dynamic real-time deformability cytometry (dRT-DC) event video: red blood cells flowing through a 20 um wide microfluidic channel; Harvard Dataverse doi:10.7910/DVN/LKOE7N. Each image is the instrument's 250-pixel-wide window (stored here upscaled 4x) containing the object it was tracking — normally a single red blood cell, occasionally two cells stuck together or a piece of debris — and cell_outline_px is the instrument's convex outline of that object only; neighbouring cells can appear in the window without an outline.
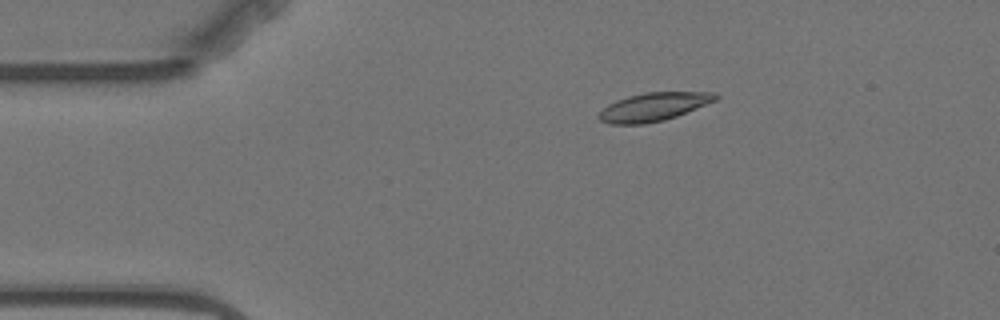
{"species": "Egyptian fruit bat (a non-hibernating species)", "species_latin": "Rousettus aegyptiacus", "temperature_condition": "warm", "stored_images_in_passage": 9, "camera_frame_rate_fps": 3000, "um_per_image_px": 0.085, "animal": {"sex": "female"}, "frame": {"image": 1, "passage_image": 3, "time_ms": 3.0, "image_size_px": [1000, 320], "cell_outline_px": [[720, 96], [716, 100], [676, 116], [664, 120], [644, 124], [608, 124], [600, 120], [600, 112], [608, 104], [616, 100], [628, 96], [644, 92], [716, 92]], "centroid_in_image_um": [55.56, 9.07], "position_along_channel_um": 29.4, "area_um2": 19.13}}
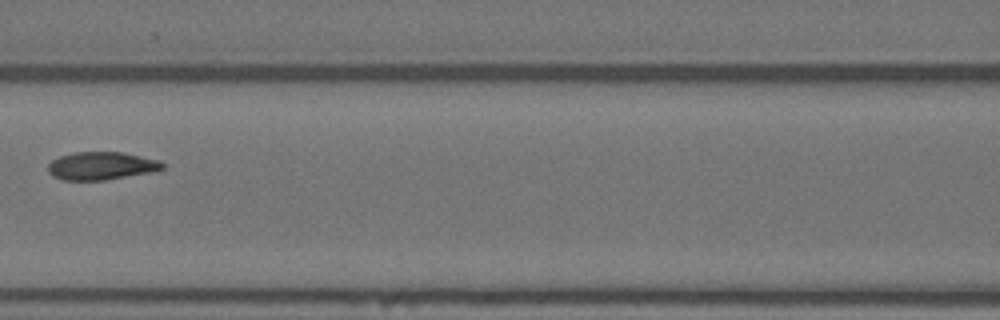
{"frame": {"image": 2, "passage_image": 7, "time_ms": 8.0, "image_size_px": [1000, 320], "cell_outline_px": [[164, 168], [156, 172], [104, 180], [60, 180], [52, 176], [48, 172], [48, 164], [52, 160], [60, 156], [72, 152], [124, 152], [160, 160], [164, 164]], "centroid_in_image_um": [8.63, 14.1], "position_along_channel_um": 158.0, "area_um2": 18.96}}
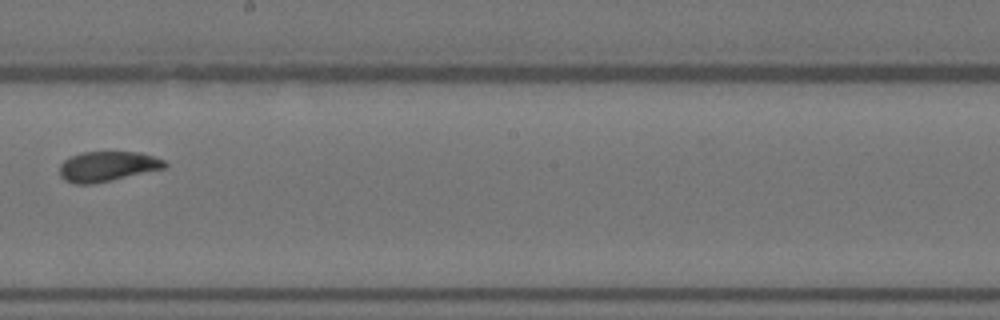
{"frame": {"image": 3, "passage_image": 9, "time_ms": 10.333, "image_size_px": [1000, 320], "cell_outline_px": [[168, 164], [164, 168], [112, 180], [92, 184], [76, 184], [64, 180], [60, 176], [60, 164], [64, 160], [80, 152], [140, 152], [164, 160]], "centroid_in_image_um": [9.11, 14.14], "position_along_channel_um": 239.1, "area_um2": 18.32}}